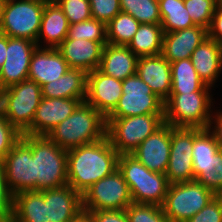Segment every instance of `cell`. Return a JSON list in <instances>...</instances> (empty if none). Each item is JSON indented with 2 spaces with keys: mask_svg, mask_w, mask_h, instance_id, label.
Returning <instances> with one entry per match:
<instances>
[{
  "mask_svg": "<svg viewBox=\"0 0 222 222\" xmlns=\"http://www.w3.org/2000/svg\"><path fill=\"white\" fill-rule=\"evenodd\" d=\"M118 157L107 136L67 150L68 185L82 195L94 183L118 169Z\"/></svg>",
  "mask_w": 222,
  "mask_h": 222,
  "instance_id": "1",
  "label": "cell"
},
{
  "mask_svg": "<svg viewBox=\"0 0 222 222\" xmlns=\"http://www.w3.org/2000/svg\"><path fill=\"white\" fill-rule=\"evenodd\" d=\"M106 117L85 101L47 135L59 147L70 150L106 137Z\"/></svg>",
  "mask_w": 222,
  "mask_h": 222,
  "instance_id": "2",
  "label": "cell"
},
{
  "mask_svg": "<svg viewBox=\"0 0 222 222\" xmlns=\"http://www.w3.org/2000/svg\"><path fill=\"white\" fill-rule=\"evenodd\" d=\"M35 159V191L68 184L67 150L59 147L47 135L22 134Z\"/></svg>",
  "mask_w": 222,
  "mask_h": 222,
  "instance_id": "3",
  "label": "cell"
},
{
  "mask_svg": "<svg viewBox=\"0 0 222 222\" xmlns=\"http://www.w3.org/2000/svg\"><path fill=\"white\" fill-rule=\"evenodd\" d=\"M118 170L130 189L133 203L163 205L169 187L165 174L150 171L131 154L119 155Z\"/></svg>",
  "mask_w": 222,
  "mask_h": 222,
  "instance_id": "4",
  "label": "cell"
},
{
  "mask_svg": "<svg viewBox=\"0 0 222 222\" xmlns=\"http://www.w3.org/2000/svg\"><path fill=\"white\" fill-rule=\"evenodd\" d=\"M194 179L216 196L222 195V150L208 129L193 128Z\"/></svg>",
  "mask_w": 222,
  "mask_h": 222,
  "instance_id": "5",
  "label": "cell"
},
{
  "mask_svg": "<svg viewBox=\"0 0 222 222\" xmlns=\"http://www.w3.org/2000/svg\"><path fill=\"white\" fill-rule=\"evenodd\" d=\"M208 92L170 94L164 103V123L174 128L208 129L211 121V100Z\"/></svg>",
  "mask_w": 222,
  "mask_h": 222,
  "instance_id": "6",
  "label": "cell"
},
{
  "mask_svg": "<svg viewBox=\"0 0 222 222\" xmlns=\"http://www.w3.org/2000/svg\"><path fill=\"white\" fill-rule=\"evenodd\" d=\"M41 99V86L26 79L1 91L0 110L8 122L23 134L31 126Z\"/></svg>",
  "mask_w": 222,
  "mask_h": 222,
  "instance_id": "7",
  "label": "cell"
},
{
  "mask_svg": "<svg viewBox=\"0 0 222 222\" xmlns=\"http://www.w3.org/2000/svg\"><path fill=\"white\" fill-rule=\"evenodd\" d=\"M106 136L119 155L132 152L164 124V114L106 118Z\"/></svg>",
  "mask_w": 222,
  "mask_h": 222,
  "instance_id": "8",
  "label": "cell"
},
{
  "mask_svg": "<svg viewBox=\"0 0 222 222\" xmlns=\"http://www.w3.org/2000/svg\"><path fill=\"white\" fill-rule=\"evenodd\" d=\"M45 4L42 0H4L0 33L37 43Z\"/></svg>",
  "mask_w": 222,
  "mask_h": 222,
  "instance_id": "9",
  "label": "cell"
},
{
  "mask_svg": "<svg viewBox=\"0 0 222 222\" xmlns=\"http://www.w3.org/2000/svg\"><path fill=\"white\" fill-rule=\"evenodd\" d=\"M216 195L196 180L169 184L162 209L170 222H186Z\"/></svg>",
  "mask_w": 222,
  "mask_h": 222,
  "instance_id": "10",
  "label": "cell"
},
{
  "mask_svg": "<svg viewBox=\"0 0 222 222\" xmlns=\"http://www.w3.org/2000/svg\"><path fill=\"white\" fill-rule=\"evenodd\" d=\"M133 203L130 189L117 169L100 179L82 194L84 212L98 210H125Z\"/></svg>",
  "mask_w": 222,
  "mask_h": 222,
  "instance_id": "11",
  "label": "cell"
},
{
  "mask_svg": "<svg viewBox=\"0 0 222 222\" xmlns=\"http://www.w3.org/2000/svg\"><path fill=\"white\" fill-rule=\"evenodd\" d=\"M123 94L106 118L164 114V101L136 73L122 81Z\"/></svg>",
  "mask_w": 222,
  "mask_h": 222,
  "instance_id": "12",
  "label": "cell"
},
{
  "mask_svg": "<svg viewBox=\"0 0 222 222\" xmlns=\"http://www.w3.org/2000/svg\"><path fill=\"white\" fill-rule=\"evenodd\" d=\"M1 162L7 186L13 195L35 191V159L31 147L22 138Z\"/></svg>",
  "mask_w": 222,
  "mask_h": 222,
  "instance_id": "13",
  "label": "cell"
},
{
  "mask_svg": "<svg viewBox=\"0 0 222 222\" xmlns=\"http://www.w3.org/2000/svg\"><path fill=\"white\" fill-rule=\"evenodd\" d=\"M192 146L193 128H173L171 130L170 157L165 173L169 184L195 180Z\"/></svg>",
  "mask_w": 222,
  "mask_h": 222,
  "instance_id": "14",
  "label": "cell"
},
{
  "mask_svg": "<svg viewBox=\"0 0 222 222\" xmlns=\"http://www.w3.org/2000/svg\"><path fill=\"white\" fill-rule=\"evenodd\" d=\"M37 43L7 36L6 59L0 68V90L28 79L30 60Z\"/></svg>",
  "mask_w": 222,
  "mask_h": 222,
  "instance_id": "15",
  "label": "cell"
},
{
  "mask_svg": "<svg viewBox=\"0 0 222 222\" xmlns=\"http://www.w3.org/2000/svg\"><path fill=\"white\" fill-rule=\"evenodd\" d=\"M173 128L170 124L164 123L141 142L131 155L150 171L165 174L170 157Z\"/></svg>",
  "mask_w": 222,
  "mask_h": 222,
  "instance_id": "16",
  "label": "cell"
},
{
  "mask_svg": "<svg viewBox=\"0 0 222 222\" xmlns=\"http://www.w3.org/2000/svg\"><path fill=\"white\" fill-rule=\"evenodd\" d=\"M123 94L122 81L105 75L99 69L87 73L85 102L107 117Z\"/></svg>",
  "mask_w": 222,
  "mask_h": 222,
  "instance_id": "17",
  "label": "cell"
},
{
  "mask_svg": "<svg viewBox=\"0 0 222 222\" xmlns=\"http://www.w3.org/2000/svg\"><path fill=\"white\" fill-rule=\"evenodd\" d=\"M82 99L42 97L31 126L23 133L48 135L59 123L69 117L82 103Z\"/></svg>",
  "mask_w": 222,
  "mask_h": 222,
  "instance_id": "18",
  "label": "cell"
},
{
  "mask_svg": "<svg viewBox=\"0 0 222 222\" xmlns=\"http://www.w3.org/2000/svg\"><path fill=\"white\" fill-rule=\"evenodd\" d=\"M45 202V222H70L82 209V195L71 186L40 191Z\"/></svg>",
  "mask_w": 222,
  "mask_h": 222,
  "instance_id": "19",
  "label": "cell"
},
{
  "mask_svg": "<svg viewBox=\"0 0 222 222\" xmlns=\"http://www.w3.org/2000/svg\"><path fill=\"white\" fill-rule=\"evenodd\" d=\"M106 44L66 37L57 49L66 60L69 68L80 69L89 73L99 68L103 48Z\"/></svg>",
  "mask_w": 222,
  "mask_h": 222,
  "instance_id": "20",
  "label": "cell"
},
{
  "mask_svg": "<svg viewBox=\"0 0 222 222\" xmlns=\"http://www.w3.org/2000/svg\"><path fill=\"white\" fill-rule=\"evenodd\" d=\"M40 47L31 56L28 79L43 86L63 76L69 66L57 48Z\"/></svg>",
  "mask_w": 222,
  "mask_h": 222,
  "instance_id": "21",
  "label": "cell"
},
{
  "mask_svg": "<svg viewBox=\"0 0 222 222\" xmlns=\"http://www.w3.org/2000/svg\"><path fill=\"white\" fill-rule=\"evenodd\" d=\"M136 74L164 102L169 98L172 89L171 64L162 54L139 57Z\"/></svg>",
  "mask_w": 222,
  "mask_h": 222,
  "instance_id": "22",
  "label": "cell"
},
{
  "mask_svg": "<svg viewBox=\"0 0 222 222\" xmlns=\"http://www.w3.org/2000/svg\"><path fill=\"white\" fill-rule=\"evenodd\" d=\"M207 37V29L199 25L164 33L161 54L170 63L188 59Z\"/></svg>",
  "mask_w": 222,
  "mask_h": 222,
  "instance_id": "23",
  "label": "cell"
},
{
  "mask_svg": "<svg viewBox=\"0 0 222 222\" xmlns=\"http://www.w3.org/2000/svg\"><path fill=\"white\" fill-rule=\"evenodd\" d=\"M190 60L199 78L212 87L222 69V45L207 37L192 52Z\"/></svg>",
  "mask_w": 222,
  "mask_h": 222,
  "instance_id": "24",
  "label": "cell"
},
{
  "mask_svg": "<svg viewBox=\"0 0 222 222\" xmlns=\"http://www.w3.org/2000/svg\"><path fill=\"white\" fill-rule=\"evenodd\" d=\"M137 61L138 57L127 46L107 43L98 69L105 75L123 81L136 73Z\"/></svg>",
  "mask_w": 222,
  "mask_h": 222,
  "instance_id": "25",
  "label": "cell"
},
{
  "mask_svg": "<svg viewBox=\"0 0 222 222\" xmlns=\"http://www.w3.org/2000/svg\"><path fill=\"white\" fill-rule=\"evenodd\" d=\"M68 30L69 22L61 7L55 0L46 2L43 9L37 46H40L38 42L44 37L45 42L48 43L46 47L57 48L67 37Z\"/></svg>",
  "mask_w": 222,
  "mask_h": 222,
  "instance_id": "26",
  "label": "cell"
},
{
  "mask_svg": "<svg viewBox=\"0 0 222 222\" xmlns=\"http://www.w3.org/2000/svg\"><path fill=\"white\" fill-rule=\"evenodd\" d=\"M87 73L69 68L59 79L41 86L42 97L86 99Z\"/></svg>",
  "mask_w": 222,
  "mask_h": 222,
  "instance_id": "27",
  "label": "cell"
},
{
  "mask_svg": "<svg viewBox=\"0 0 222 222\" xmlns=\"http://www.w3.org/2000/svg\"><path fill=\"white\" fill-rule=\"evenodd\" d=\"M170 64L172 81L170 94L208 92L210 87L199 78L190 58L178 60Z\"/></svg>",
  "mask_w": 222,
  "mask_h": 222,
  "instance_id": "28",
  "label": "cell"
},
{
  "mask_svg": "<svg viewBox=\"0 0 222 222\" xmlns=\"http://www.w3.org/2000/svg\"><path fill=\"white\" fill-rule=\"evenodd\" d=\"M16 222H45V202L40 191H24L13 195L11 215Z\"/></svg>",
  "mask_w": 222,
  "mask_h": 222,
  "instance_id": "29",
  "label": "cell"
},
{
  "mask_svg": "<svg viewBox=\"0 0 222 222\" xmlns=\"http://www.w3.org/2000/svg\"><path fill=\"white\" fill-rule=\"evenodd\" d=\"M161 24H140L127 47L139 58L160 55L163 43Z\"/></svg>",
  "mask_w": 222,
  "mask_h": 222,
  "instance_id": "30",
  "label": "cell"
},
{
  "mask_svg": "<svg viewBox=\"0 0 222 222\" xmlns=\"http://www.w3.org/2000/svg\"><path fill=\"white\" fill-rule=\"evenodd\" d=\"M158 2L164 33L195 26L187 12L184 0H158Z\"/></svg>",
  "mask_w": 222,
  "mask_h": 222,
  "instance_id": "31",
  "label": "cell"
},
{
  "mask_svg": "<svg viewBox=\"0 0 222 222\" xmlns=\"http://www.w3.org/2000/svg\"><path fill=\"white\" fill-rule=\"evenodd\" d=\"M139 26L140 23L133 16L120 12L106 24L107 42L112 45L127 46Z\"/></svg>",
  "mask_w": 222,
  "mask_h": 222,
  "instance_id": "32",
  "label": "cell"
},
{
  "mask_svg": "<svg viewBox=\"0 0 222 222\" xmlns=\"http://www.w3.org/2000/svg\"><path fill=\"white\" fill-rule=\"evenodd\" d=\"M121 12L133 16L140 24H161L158 0H119Z\"/></svg>",
  "mask_w": 222,
  "mask_h": 222,
  "instance_id": "33",
  "label": "cell"
},
{
  "mask_svg": "<svg viewBox=\"0 0 222 222\" xmlns=\"http://www.w3.org/2000/svg\"><path fill=\"white\" fill-rule=\"evenodd\" d=\"M67 38L77 40L85 39L99 43H108L106 24L94 18L79 23L70 24Z\"/></svg>",
  "mask_w": 222,
  "mask_h": 222,
  "instance_id": "34",
  "label": "cell"
},
{
  "mask_svg": "<svg viewBox=\"0 0 222 222\" xmlns=\"http://www.w3.org/2000/svg\"><path fill=\"white\" fill-rule=\"evenodd\" d=\"M129 222H170L162 206L131 203L125 209Z\"/></svg>",
  "mask_w": 222,
  "mask_h": 222,
  "instance_id": "35",
  "label": "cell"
},
{
  "mask_svg": "<svg viewBox=\"0 0 222 222\" xmlns=\"http://www.w3.org/2000/svg\"><path fill=\"white\" fill-rule=\"evenodd\" d=\"M218 0H184L185 7L195 25L209 28Z\"/></svg>",
  "mask_w": 222,
  "mask_h": 222,
  "instance_id": "36",
  "label": "cell"
},
{
  "mask_svg": "<svg viewBox=\"0 0 222 222\" xmlns=\"http://www.w3.org/2000/svg\"><path fill=\"white\" fill-rule=\"evenodd\" d=\"M63 10L69 25L92 18L89 0H55Z\"/></svg>",
  "mask_w": 222,
  "mask_h": 222,
  "instance_id": "37",
  "label": "cell"
},
{
  "mask_svg": "<svg viewBox=\"0 0 222 222\" xmlns=\"http://www.w3.org/2000/svg\"><path fill=\"white\" fill-rule=\"evenodd\" d=\"M22 134L12 126L0 110V161L21 139Z\"/></svg>",
  "mask_w": 222,
  "mask_h": 222,
  "instance_id": "38",
  "label": "cell"
},
{
  "mask_svg": "<svg viewBox=\"0 0 222 222\" xmlns=\"http://www.w3.org/2000/svg\"><path fill=\"white\" fill-rule=\"evenodd\" d=\"M92 18L108 24L121 12L119 0H89Z\"/></svg>",
  "mask_w": 222,
  "mask_h": 222,
  "instance_id": "39",
  "label": "cell"
},
{
  "mask_svg": "<svg viewBox=\"0 0 222 222\" xmlns=\"http://www.w3.org/2000/svg\"><path fill=\"white\" fill-rule=\"evenodd\" d=\"M186 222H222V197L216 196Z\"/></svg>",
  "mask_w": 222,
  "mask_h": 222,
  "instance_id": "40",
  "label": "cell"
},
{
  "mask_svg": "<svg viewBox=\"0 0 222 222\" xmlns=\"http://www.w3.org/2000/svg\"><path fill=\"white\" fill-rule=\"evenodd\" d=\"M12 209L13 194L7 186L3 164L0 161V217L11 216Z\"/></svg>",
  "mask_w": 222,
  "mask_h": 222,
  "instance_id": "41",
  "label": "cell"
},
{
  "mask_svg": "<svg viewBox=\"0 0 222 222\" xmlns=\"http://www.w3.org/2000/svg\"><path fill=\"white\" fill-rule=\"evenodd\" d=\"M86 213L92 222H129L125 210H98Z\"/></svg>",
  "mask_w": 222,
  "mask_h": 222,
  "instance_id": "42",
  "label": "cell"
},
{
  "mask_svg": "<svg viewBox=\"0 0 222 222\" xmlns=\"http://www.w3.org/2000/svg\"><path fill=\"white\" fill-rule=\"evenodd\" d=\"M208 37L222 45V2H218L213 14L211 24L207 29Z\"/></svg>",
  "mask_w": 222,
  "mask_h": 222,
  "instance_id": "43",
  "label": "cell"
},
{
  "mask_svg": "<svg viewBox=\"0 0 222 222\" xmlns=\"http://www.w3.org/2000/svg\"><path fill=\"white\" fill-rule=\"evenodd\" d=\"M215 117L216 118L214 119V124L216 125L214 126V129H211V126H209L208 130H210V132L214 135L217 144L222 150V112L220 111L218 114L215 115Z\"/></svg>",
  "mask_w": 222,
  "mask_h": 222,
  "instance_id": "44",
  "label": "cell"
},
{
  "mask_svg": "<svg viewBox=\"0 0 222 222\" xmlns=\"http://www.w3.org/2000/svg\"><path fill=\"white\" fill-rule=\"evenodd\" d=\"M7 51V35L0 33V68L3 66L6 59Z\"/></svg>",
  "mask_w": 222,
  "mask_h": 222,
  "instance_id": "45",
  "label": "cell"
},
{
  "mask_svg": "<svg viewBox=\"0 0 222 222\" xmlns=\"http://www.w3.org/2000/svg\"><path fill=\"white\" fill-rule=\"evenodd\" d=\"M70 222H92L90 216L86 212H81L75 219Z\"/></svg>",
  "mask_w": 222,
  "mask_h": 222,
  "instance_id": "46",
  "label": "cell"
},
{
  "mask_svg": "<svg viewBox=\"0 0 222 222\" xmlns=\"http://www.w3.org/2000/svg\"><path fill=\"white\" fill-rule=\"evenodd\" d=\"M0 222H16L12 216L0 217Z\"/></svg>",
  "mask_w": 222,
  "mask_h": 222,
  "instance_id": "47",
  "label": "cell"
},
{
  "mask_svg": "<svg viewBox=\"0 0 222 222\" xmlns=\"http://www.w3.org/2000/svg\"><path fill=\"white\" fill-rule=\"evenodd\" d=\"M3 3H4V0H0V20H1V13H2Z\"/></svg>",
  "mask_w": 222,
  "mask_h": 222,
  "instance_id": "48",
  "label": "cell"
}]
</instances>
